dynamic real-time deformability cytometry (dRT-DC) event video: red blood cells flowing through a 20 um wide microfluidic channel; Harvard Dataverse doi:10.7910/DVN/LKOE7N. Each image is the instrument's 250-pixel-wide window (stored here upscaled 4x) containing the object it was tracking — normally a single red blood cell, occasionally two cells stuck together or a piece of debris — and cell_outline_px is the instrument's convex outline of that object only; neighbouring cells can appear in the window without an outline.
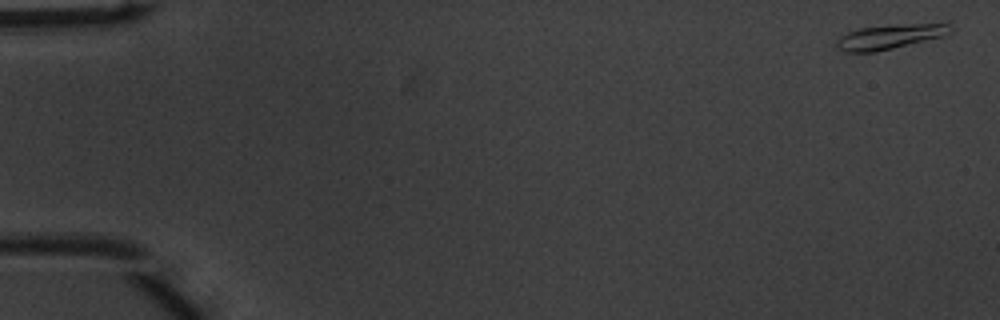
{"species": "common noctule bat (a hibernating species)", "species_latin": "Nyctalus noctula", "temperature_condition": "warm", "stored_images_in_passage": 52, "camera_frame_rate_fps": 3000, "um_per_image_px": 0.085, "animal": {"sex": "male", "body_mass_g": 20.1, "forearm_length_mm": 53.5}, "frame": {"image": 1, "passage_image": 1, "time_ms": 0.0, "image_size_px": [1000, 320], "cell_outline_px": [[956, 28], [944, 36], [892, 48], [872, 52], [848, 52], [836, 48], [836, 40], [840, 36], [848, 32], [860, 28], [908, 24], [948, 24]], "centroid_in_image_um": [75.63, 3.12], "position_along_channel_um": 9.4, "area_um2": 16.01}}
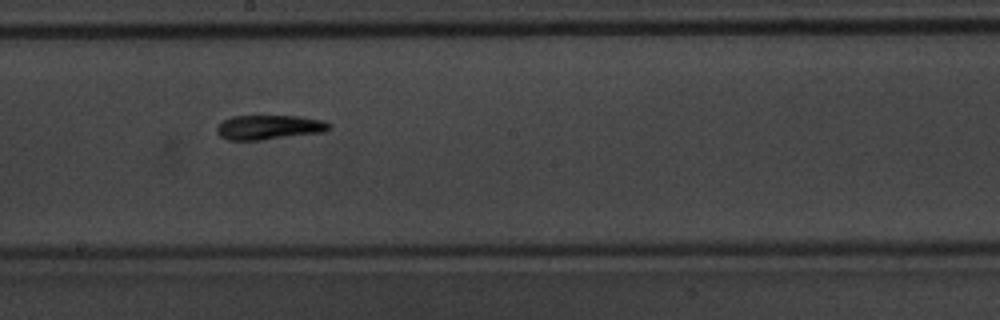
{"frame": {"image": 2, "passage_image": 29, "time_ms": 9.333, "image_size_px": [1000, 320], "cell_outline_px": [[332, 128], [324, 132], [260, 140], [228, 140], [220, 136], [216, 132], [216, 128], [224, 120], [232, 116], [300, 116], [324, 120], [332, 124]], "centroid_in_image_um": [22.91, 10.81], "position_along_channel_um": 225.3, "area_um2": 16.13}}
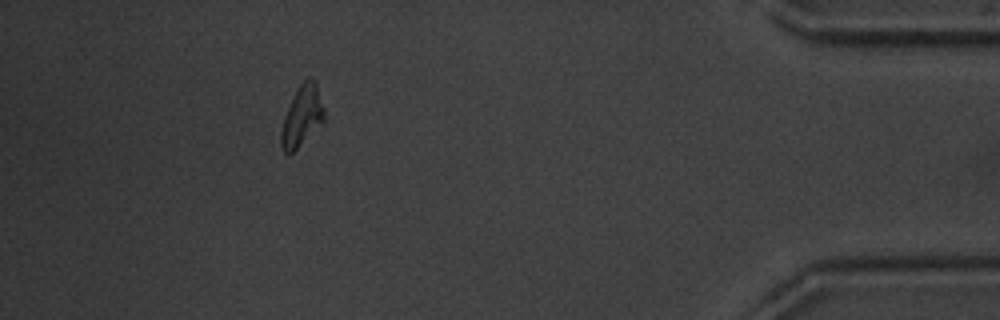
{"frame": {"image": 3, "passage_image": 47, "time_ms": 15.333, "image_size_px": [1000, 320], "cell_outline_px": [[324, 120], [288, 156], [284, 152], [280, 144], [280, 132], [284, 116], [300, 84], [308, 76], [312, 76], [316, 80], [324, 108]], "centroid_in_image_um": [25.66, 9.83], "position_along_channel_um": 409.5, "area_um2": 14.97}, "authors_computed_cell_mechanics": {"area_um2": 15.4904, "velocity_mm_per_s": 3.9112, "shape_relaxation_time_tau1_ms": 3.4512, "shape_relaxation_time_tau2_ms": 7.0802, "deformation_change_tau1": 0.1372, "deformation_change_tau2": 0.1517}}